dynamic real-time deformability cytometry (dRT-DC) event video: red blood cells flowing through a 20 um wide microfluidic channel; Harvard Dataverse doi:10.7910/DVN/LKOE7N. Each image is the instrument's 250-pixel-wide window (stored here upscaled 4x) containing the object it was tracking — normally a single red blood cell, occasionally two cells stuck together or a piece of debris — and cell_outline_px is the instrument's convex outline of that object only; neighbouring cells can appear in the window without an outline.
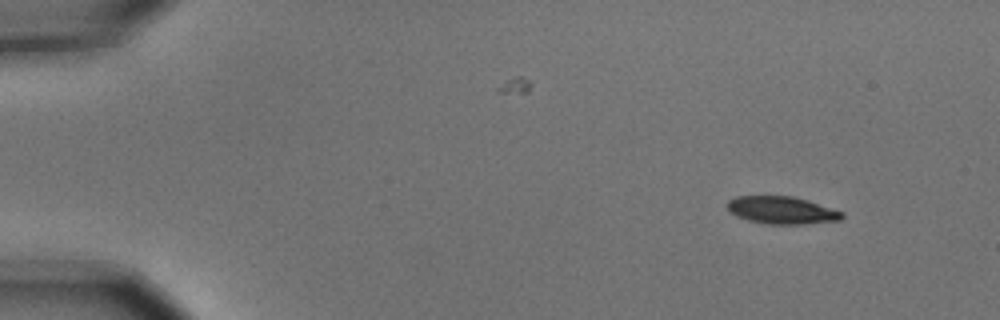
{"species": "common noctule bat (a hibernating species)", "species_latin": "Nyctalus noctula", "temperature_condition": "cold", "stored_images_in_passage": 8, "camera_frame_rate_fps": 3000, "um_per_image_px": 0.085, "animal": {"sex": "male", "body_mass_g": 15.6}, "frame": {"image": 1, "passage_image": 1, "time_ms": 0.0, "image_size_px": [1000, 320], "cell_outline_px": [[844, 216], [840, 220], [804, 224], [768, 224], [748, 220], [736, 216], [728, 212], [724, 204], [728, 200], [736, 196], [792, 196], [844, 212]], "centroid_in_image_um": [66.38, 17.87], "position_along_channel_um": 18.6, "area_um2": 18.44}}
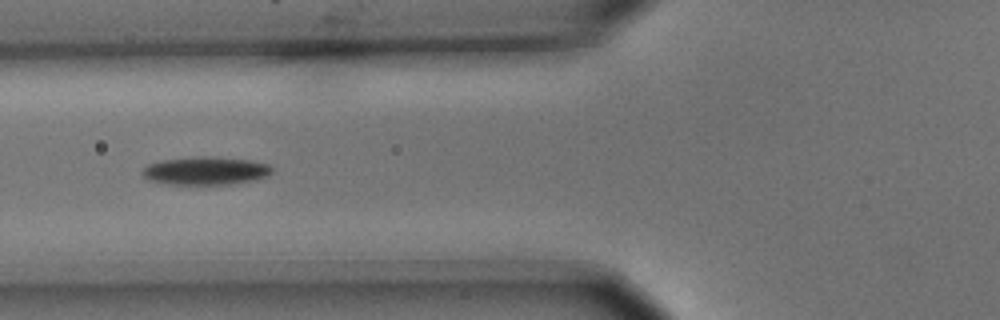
{"frame": {"image": 2, "passage_image": 5, "time_ms": 1.333, "image_size_px": [1000, 320], "cell_outline_px": [[272, 172], [268, 176], [252, 180], [232, 184], [168, 184], [148, 180], [140, 172], [148, 164], [164, 160], [196, 156], [208, 156], [252, 160], [268, 164], [272, 168]], "centroid_in_image_um": [17.48, 14.51], "position_along_channel_um": 108.3, "area_um2": 21.21}}
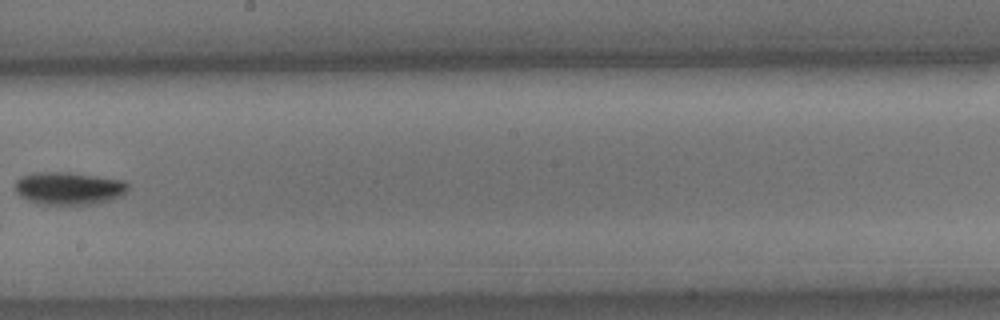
{"frame": {"image": 3, "passage_image": 8, "time_ms": 2.333, "image_size_px": [1000, 320], "cell_outline_px": [[128, 192], [112, 200], [96, 204], [40, 204], [28, 200], [20, 196], [12, 188], [16, 180], [32, 172], [68, 172], [124, 180], [128, 184]], "centroid_in_image_um": [5.84, 16.0], "position_along_channel_um": 242.4, "area_um2": 21.73}}